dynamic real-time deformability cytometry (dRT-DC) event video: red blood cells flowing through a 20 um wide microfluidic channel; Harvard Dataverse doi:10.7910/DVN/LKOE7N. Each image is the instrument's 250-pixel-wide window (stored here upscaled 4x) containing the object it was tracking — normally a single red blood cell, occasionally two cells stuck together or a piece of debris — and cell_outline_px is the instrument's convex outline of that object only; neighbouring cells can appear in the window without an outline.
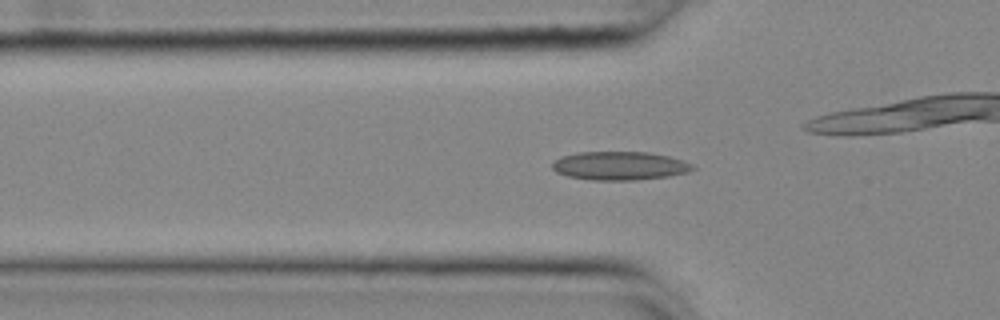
{"species": "common noctule bat (a hibernating species)", "species_latin": "Nyctalus noctula", "temperature_condition": "cold", "stored_images_in_passage": 51, "camera_frame_rate_fps": 3000, "um_per_image_px": 0.085, "animal": {"sex": "female", "body_mass_g": 25.1}, "frame": {"image": 1, "passage_image": 13, "time_ms": 4.0, "image_size_px": [1000, 320], "cell_outline_px": [[696, 168], [688, 172], [668, 176], [636, 180], [592, 180], [568, 176], [556, 172], [552, 168], [552, 164], [560, 156], [580, 152], [648, 152], [668, 156], [692, 164]], "centroid_in_image_um": [52.66, 14.09], "position_along_channel_um": 73.1, "area_um2": 23.24}}
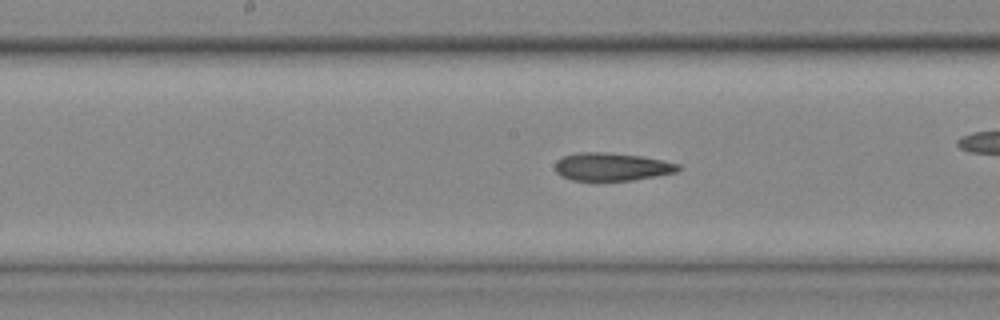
{"frame": {"image": 2, "passage_image": 23, "time_ms": 7.333, "image_size_px": [1000, 320], "cell_outline_px": [[680, 168], [676, 172], [656, 176], [632, 180], [572, 180], [560, 176], [556, 172], [556, 160], [564, 156], [576, 152], [604, 152], [640, 156], [680, 164]], "centroid_in_image_um": [51.97, 14.17], "position_along_channel_um": 196.2, "area_um2": 19.88}}
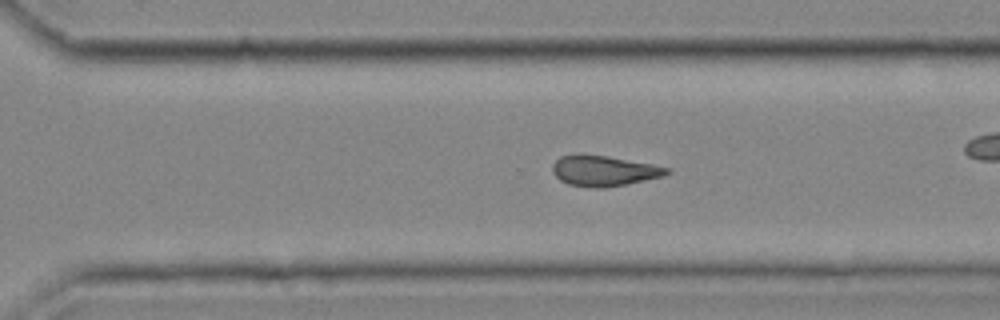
{"frame": {"image": 3, "passage_image": 33, "time_ms": 10.667, "image_size_px": [1000, 320], "cell_outline_px": [[672, 172], [664, 176], [628, 184], [604, 188], [592, 188], [568, 184], [560, 180], [552, 172], [552, 164], [560, 156], [608, 156], [652, 164], [668, 168]], "centroid_in_image_um": [51.36, 14.55], "position_along_channel_um": 319.2, "area_um2": 20.06}, "authors_computed_cell_mechanics": {"area_um2": 20.808, "velocity_mm_per_s": 3.6926, "shape_relaxation_time_tau1_ms": null, "shape_relaxation_time_tau2_ms": 5.2848, "deformation_change_tau1": null, "deformation_change_tau2": 0.1324}}